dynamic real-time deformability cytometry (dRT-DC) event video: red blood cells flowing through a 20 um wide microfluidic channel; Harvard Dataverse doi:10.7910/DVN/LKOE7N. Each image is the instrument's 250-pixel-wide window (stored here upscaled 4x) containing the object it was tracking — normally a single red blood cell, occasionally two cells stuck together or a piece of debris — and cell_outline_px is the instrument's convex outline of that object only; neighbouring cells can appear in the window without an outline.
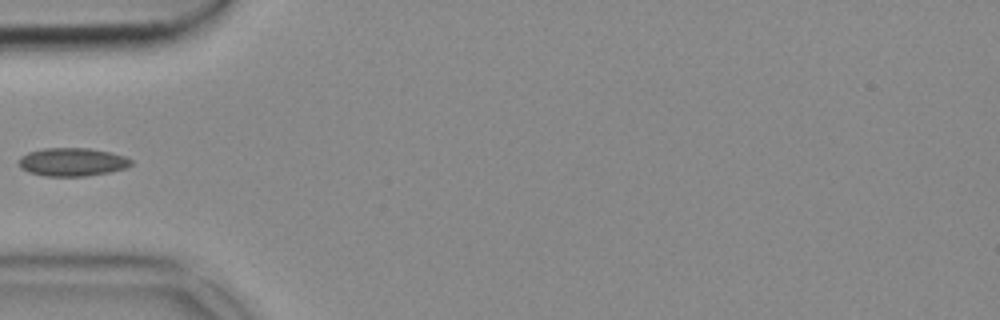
{"species": "common noctule bat (a hibernating species)", "species_latin": "Nyctalus noctula", "temperature_condition": "cold", "stored_images_in_passage": 37, "camera_frame_rate_fps": 3000, "um_per_image_px": 0.085, "animal": {"sex": "female", "body_mass_g": 18.4}, "frame": {"image": 1, "passage_image": 1, "time_ms": 0.0, "image_size_px": [1000, 320], "cell_outline_px": [[132, 164], [124, 168], [108, 172], [88, 176], [44, 176], [28, 172], [20, 168], [20, 156], [28, 152], [44, 148], [88, 148], [112, 152], [124, 156], [132, 160]], "centroid_in_image_um": [6.13, 13.76], "position_along_channel_um": 78.9, "area_um2": 18.5}}
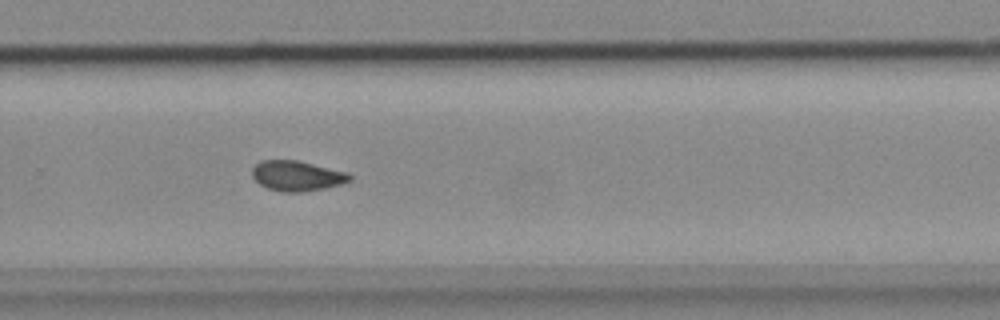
{"frame": {"image": 2, "passage_image": 19, "time_ms": 6.0, "image_size_px": [1000, 320], "cell_outline_px": [[352, 180], [340, 184], [324, 188], [304, 192], [280, 192], [268, 188], [260, 184], [252, 176], [252, 168], [260, 160], [296, 160], [348, 172], [352, 176]], "centroid_in_image_um": [25.24, 14.95], "position_along_channel_um": 304.6, "area_um2": 17.17}}
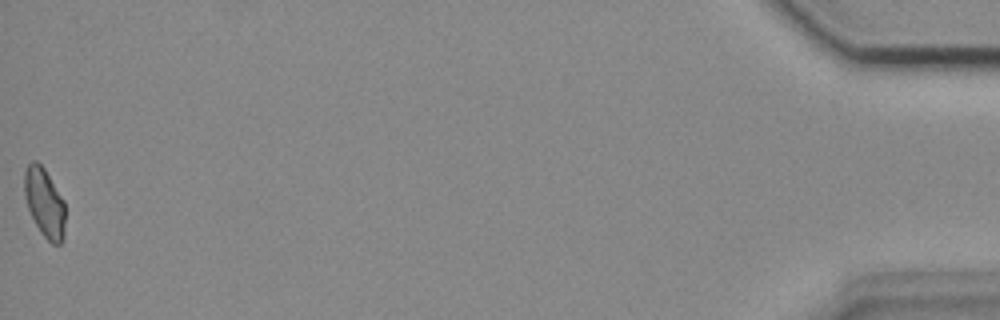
{"frame": {"image": 3, "passage_image": 37, "time_ms": 12.0, "image_size_px": [1000, 320], "cell_outline_px": [[64, 236], [60, 244], [52, 244], [40, 232], [28, 208], [24, 196], [24, 172], [28, 164], [32, 160], [36, 160], [44, 168], [64, 200]], "centroid_in_image_um": [3.77, 17.21], "position_along_channel_um": 431.4, "area_um2": 16.36}}